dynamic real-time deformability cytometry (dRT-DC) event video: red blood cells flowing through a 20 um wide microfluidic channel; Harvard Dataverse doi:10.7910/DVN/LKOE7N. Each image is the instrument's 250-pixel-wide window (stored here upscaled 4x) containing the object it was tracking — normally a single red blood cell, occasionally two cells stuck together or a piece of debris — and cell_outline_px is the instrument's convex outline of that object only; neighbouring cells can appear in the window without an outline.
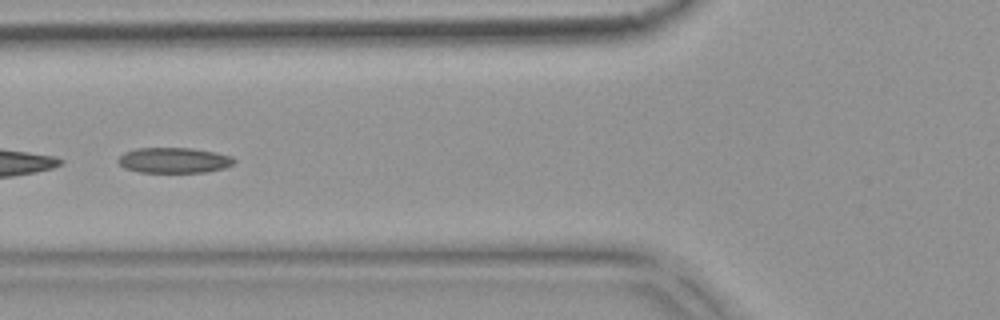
{"species": "common noctule bat (a hibernating species)", "species_latin": "Nyctalus noctula", "temperature_condition": "warm", "stored_images_in_passage": 6, "camera_frame_rate_fps": 3000, "um_per_image_px": 0.085, "animal": {"sex": "female", "body_mass_g": 18.4}, "frame": {"image": 1, "passage_image": 6, "time_ms": 1.667, "image_size_px": [1000, 320], "cell_outline_px": [[236, 160], [232, 164], [224, 168], [204, 172], [140, 172], [124, 168], [116, 160], [124, 152], [136, 148], [192, 148], [216, 152], [232, 156]], "centroid_in_image_um": [14.78, 13.62], "position_along_channel_um": 111.0, "area_um2": 17.22}}